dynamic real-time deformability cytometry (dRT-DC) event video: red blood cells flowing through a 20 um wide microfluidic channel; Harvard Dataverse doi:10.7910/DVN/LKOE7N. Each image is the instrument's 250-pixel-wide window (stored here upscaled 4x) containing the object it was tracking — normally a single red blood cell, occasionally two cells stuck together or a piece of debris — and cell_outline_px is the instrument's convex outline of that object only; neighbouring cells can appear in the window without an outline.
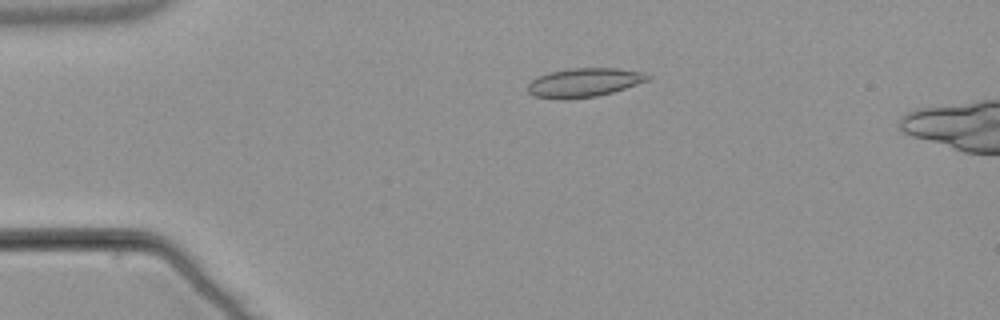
{"species": "common noctule bat (a hibernating species)", "species_latin": "Nyctalus noctula", "temperature_condition": "warm", "stored_images_in_passage": 17, "camera_frame_rate_fps": 3000, "um_per_image_px": 0.085, "animal": {"sex": "male", "body_mass_g": 21.5, "forearm_length_mm": 52.0}, "frame": {"image": 1, "passage_image": 12, "time_ms": 3.667, "image_size_px": [1000, 320], "cell_outline_px": [[652, 76], [648, 80], [612, 92], [596, 96], [564, 100], [532, 96], [528, 92], [528, 84], [536, 76], [548, 72], [572, 68], [616, 68], [644, 72]], "centroid_in_image_um": [49.61, 7.01], "position_along_channel_um": 35.4, "area_um2": 20.29}}